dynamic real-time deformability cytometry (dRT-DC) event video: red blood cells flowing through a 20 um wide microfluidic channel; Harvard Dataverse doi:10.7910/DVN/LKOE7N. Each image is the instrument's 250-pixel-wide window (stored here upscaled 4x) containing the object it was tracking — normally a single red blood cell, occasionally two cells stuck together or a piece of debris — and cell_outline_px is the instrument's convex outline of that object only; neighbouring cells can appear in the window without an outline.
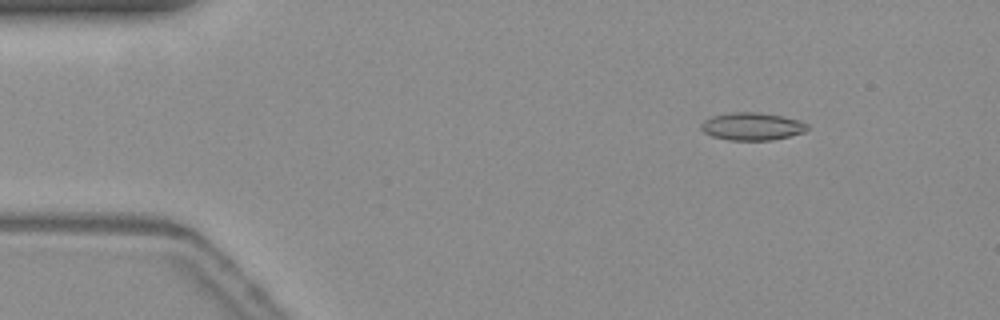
{"species": "common noctule bat (a hibernating species)", "species_latin": "Nyctalus noctula", "temperature_condition": "warm", "stored_images_in_passage": 53, "camera_frame_rate_fps": 3000, "um_per_image_px": 0.085, "animal": {"sex": "female", "body_mass_g": 19.3, "forearm_length_mm": 54.1}, "frame": {"image": 1, "passage_image": 6, "time_ms": 1.667, "image_size_px": [1000, 320], "cell_outline_px": [[808, 128], [804, 132], [788, 136], [768, 140], [728, 140], [712, 136], [704, 132], [700, 128], [700, 124], [704, 120], [712, 116], [732, 112], [756, 112], [784, 116], [808, 124]], "centroid_in_image_um": [63.88, 10.74], "position_along_channel_um": 21.1, "area_um2": 16.99}}
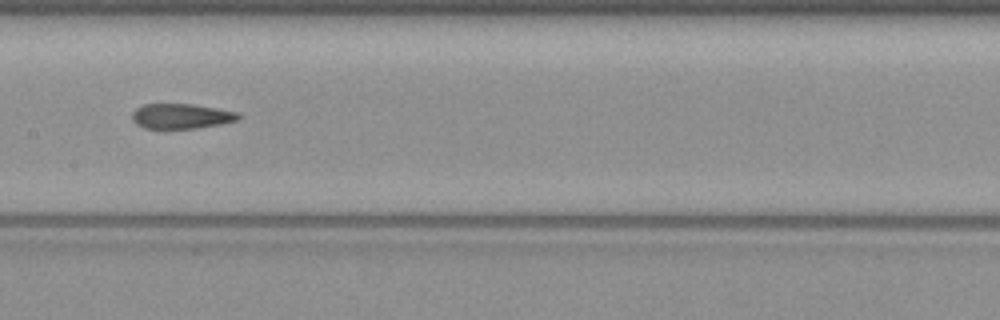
{"frame": {"image": 2, "passage_image": 26, "time_ms": 8.333, "image_size_px": [1000, 320], "cell_outline_px": [[240, 120], [220, 124], [196, 128], [164, 132], [144, 128], [136, 124], [132, 120], [132, 112], [136, 108], [144, 104], [192, 104], [240, 112]], "centroid_in_image_um": [15.37, 9.92], "position_along_channel_um": 192.0, "area_um2": 16.3}}
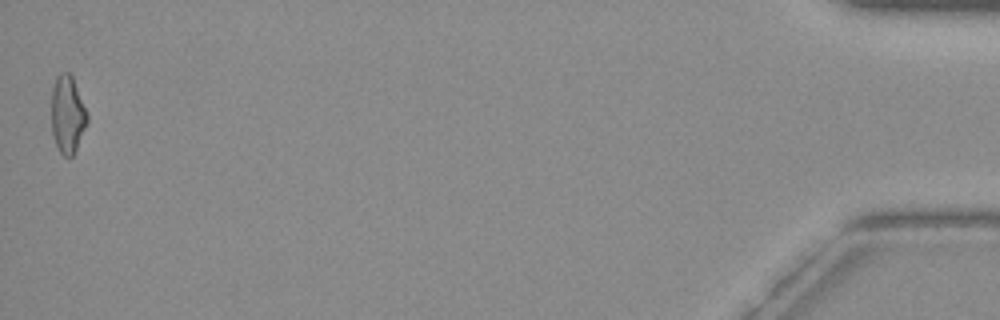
{"frame": {"image": 3, "passage_image": 53, "time_ms": 17.333, "image_size_px": [1000, 320], "cell_outline_px": [[88, 120], [76, 148], [72, 156], [64, 156], [60, 152], [56, 144], [52, 132], [52, 88], [56, 76], [60, 72], [68, 72], [72, 76], [88, 116]], "centroid_in_image_um": [5.72, 9.7], "position_along_channel_um": 429.5, "area_um2": 15.84}, "authors_computed_cell_mechanics": {"area_um2": 16.184, "velocity_mm_per_s": 3.7856, "shape_relaxation_time_tau1_ms": null, "shape_relaxation_time_tau2_ms": 2.4168, "deformation_change_tau1": null, "deformation_change_tau2": 0.0872}}